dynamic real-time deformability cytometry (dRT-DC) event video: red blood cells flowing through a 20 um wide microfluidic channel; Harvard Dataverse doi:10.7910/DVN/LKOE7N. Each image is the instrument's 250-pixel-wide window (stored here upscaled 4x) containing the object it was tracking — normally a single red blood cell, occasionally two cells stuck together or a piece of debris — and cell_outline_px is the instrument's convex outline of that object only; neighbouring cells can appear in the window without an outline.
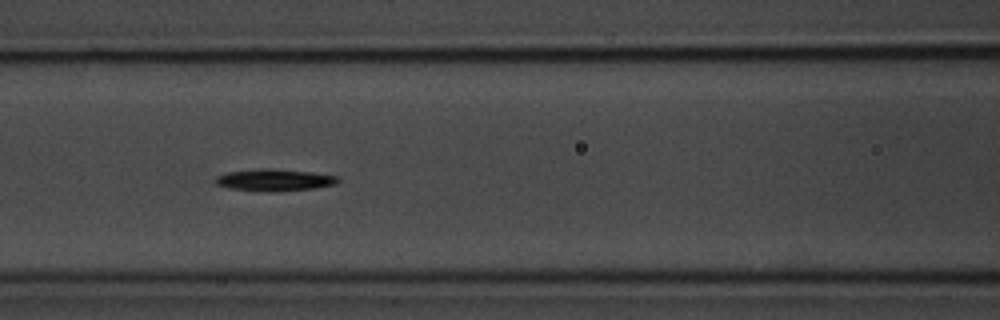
{"species": "common noctule bat (a hibernating species)", "species_latin": "Nyctalus noctula", "temperature_condition": "room temperature", "stored_images_in_passage": 13, "camera_frame_rate_fps": 3000, "um_per_image_px": 0.085, "animal": {"sex": "male", "body_mass_g": 20.1, "forearm_length_mm": 53.5}, "frame": {"image": 1, "passage_image": 4, "time_ms": 3.333, "image_size_px": [1000, 320], "cell_outline_px": [[340, 180], [336, 184], [316, 188], [276, 192], [268, 192], [228, 188], [216, 184], [216, 176], [224, 172], [260, 168], [268, 168], [312, 172], [340, 176]], "centroid_in_image_um": [23.34, 15.3], "position_along_channel_um": 143.3, "area_um2": 15.95}}
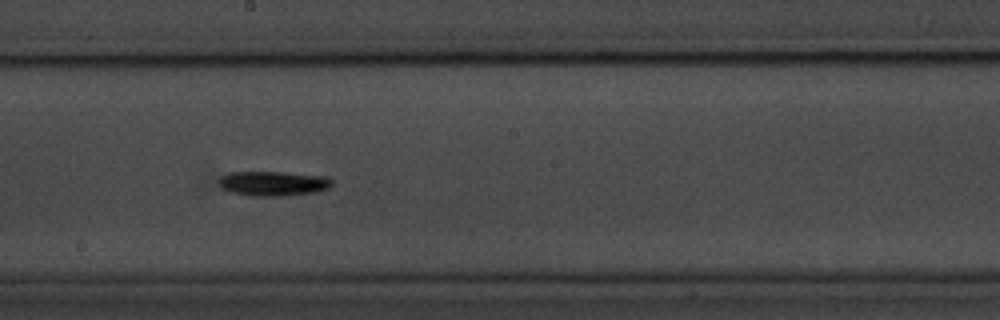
{"frame": {"image": 2, "passage_image": 6, "time_ms": 5.667, "image_size_px": [1000, 320], "cell_outline_px": [[332, 184], [328, 188], [316, 192], [284, 196], [248, 196], [232, 192], [220, 188], [220, 176], [228, 172], [280, 172], [324, 176], [332, 180]], "centroid_in_image_um": [23.19, 15.6], "position_along_channel_um": 225.0, "area_um2": 16.3}, "authors_computed_cell_mechanics": {"area_um2": 15.028, "velocity_mm_per_s": 3.5144, "shape_relaxation_time_tau1_ms": 2.5421, "shape_relaxation_time_tau2_ms": null, "deformation_change_tau1": 0.0921, "deformation_change_tau2": null}}